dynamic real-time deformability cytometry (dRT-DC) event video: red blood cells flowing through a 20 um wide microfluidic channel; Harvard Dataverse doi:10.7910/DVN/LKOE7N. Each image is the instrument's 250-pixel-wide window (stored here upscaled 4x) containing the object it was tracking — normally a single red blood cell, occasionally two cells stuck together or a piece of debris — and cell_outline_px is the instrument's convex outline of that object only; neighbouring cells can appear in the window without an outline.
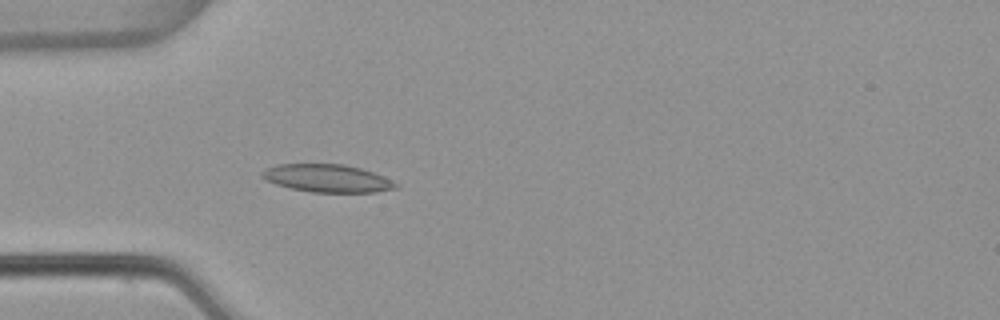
{"species": "common noctule bat (a hibernating species)", "species_latin": "Nyctalus noctula", "temperature_condition": "warm", "stored_images_in_passage": 5, "camera_frame_rate_fps": 3000, "um_per_image_px": 0.085, "animal": {"sex": "female", "body_mass_g": 22.7, "forearm_length_mm": 54.2}, "frame": {"image": 1, "passage_image": 5, "time_ms": 1.333, "image_size_px": [1000, 320], "cell_outline_px": [[400, 188], [376, 192], [312, 192], [292, 188], [276, 184], [260, 176], [260, 172], [264, 168], [276, 164], [344, 164], [360, 168], [384, 176], [400, 184]], "centroid_in_image_um": [27.84, 15.15], "position_along_channel_um": 57.2, "area_um2": 21.79}}